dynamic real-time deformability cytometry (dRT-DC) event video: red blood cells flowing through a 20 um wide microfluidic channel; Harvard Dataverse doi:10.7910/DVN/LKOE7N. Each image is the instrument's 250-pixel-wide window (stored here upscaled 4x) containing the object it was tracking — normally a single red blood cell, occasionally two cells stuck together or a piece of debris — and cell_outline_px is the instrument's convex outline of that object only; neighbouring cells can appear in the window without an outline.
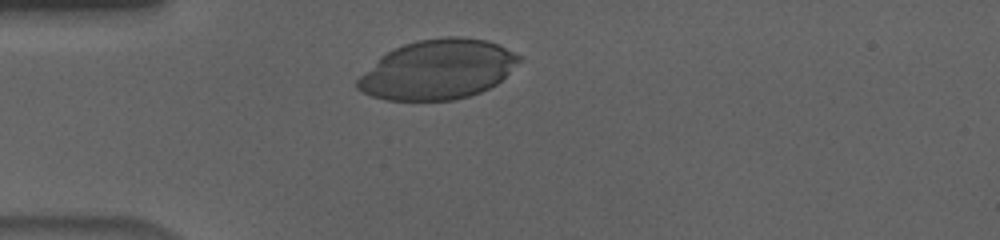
{"species": "human", "species_latin": "Homo sapiens", "temperature_condition": "cold", "stored_images_in_passage": 38, "camera_frame_rate_fps": 3000, "um_per_image_px": 0.085, "donor": {"sex": "male"}, "frame": {"image": 1, "passage_image": 6, "time_ms": 1.667, "image_size_px": [1000, 240], "cell_outline_px": [[524, 60], [496, 84], [480, 92], [468, 96], [452, 100], [384, 100], [372, 96], [356, 88], [356, 80], [380, 56], [404, 44], [416, 40], [444, 36], [460, 36], [488, 40], [500, 44], [520, 56]], "centroid_in_image_um": [37.24, 5.9], "position_along_channel_um": 47.8, "area_um2": 56.3}}
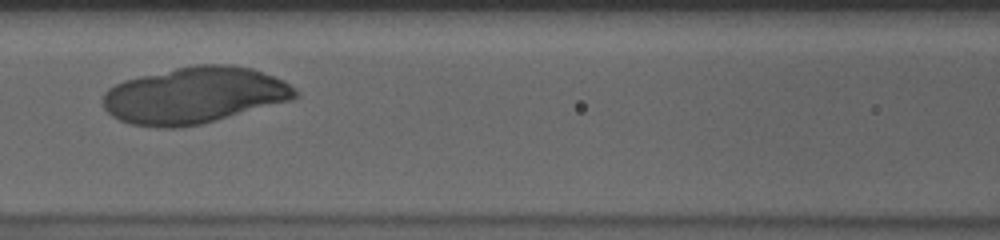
{"frame": {"image": 2, "passage_image": 16, "time_ms": 5.0, "image_size_px": [1000, 240], "cell_outline_px": [[300, 96], [292, 100], [216, 120], [200, 124], [180, 128], [160, 128], [128, 124], [112, 116], [104, 108], [104, 92], [108, 88], [124, 80], [140, 76], [176, 68], [196, 64], [232, 64], [252, 68], [284, 80], [296, 88], [300, 92]], "centroid_in_image_um": [16.55, 8.1], "position_along_channel_um": 150.1, "area_um2": 63.58}}
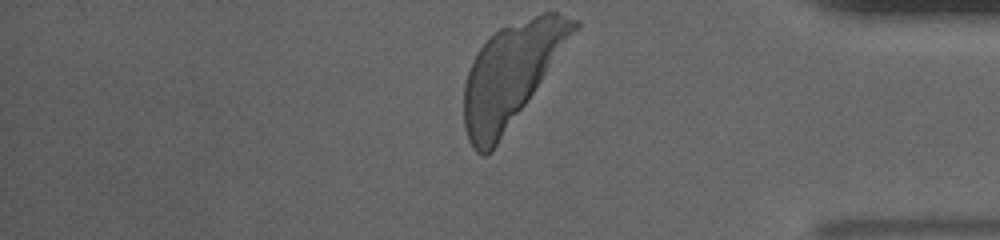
{"frame": {"image": 3, "passage_image": 38, "time_ms": 12.333, "image_size_px": [1000, 240], "cell_outline_px": [[580, 28], [492, 152], [488, 156], [480, 156], [472, 148], [468, 140], [464, 128], [464, 84], [472, 60], [476, 52], [500, 28], [540, 12], [556, 12], [580, 20]], "centroid_in_image_um": [43.46, 6.32], "position_along_channel_um": 391.7, "area_um2": 64.85}}